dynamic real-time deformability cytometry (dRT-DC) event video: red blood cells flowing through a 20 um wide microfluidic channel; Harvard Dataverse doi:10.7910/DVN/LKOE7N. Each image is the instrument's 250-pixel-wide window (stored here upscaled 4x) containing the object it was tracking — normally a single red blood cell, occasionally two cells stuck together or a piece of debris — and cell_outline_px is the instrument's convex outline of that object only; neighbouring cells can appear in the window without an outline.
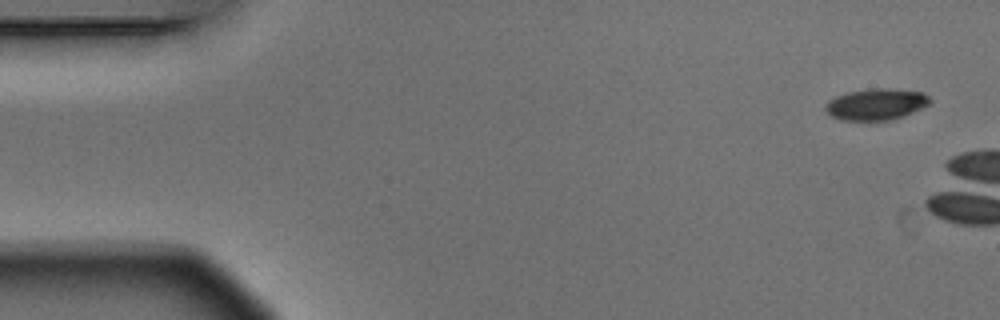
{"species": "Egyptian fruit bat (a non-hibernating species)", "species_latin": "Rousettus aegyptiacus", "temperature_condition": "warm", "stored_images_in_passage": 3, "camera_frame_rate_fps": 3000, "um_per_image_px": 0.085, "animal": {"sex": "male"}, "frame": {"image": 1, "passage_image": 1, "time_ms": 0.0, "image_size_px": [1000, 320], "cell_outline_px": [[932, 100], [928, 104], [904, 116], [892, 120], [840, 120], [832, 116], [824, 108], [828, 100], [836, 96], [848, 92], [868, 88], [892, 88], [924, 92]], "centroid_in_image_um": [74.47, 8.85], "position_along_channel_um": 10.5, "area_um2": 19.19}}